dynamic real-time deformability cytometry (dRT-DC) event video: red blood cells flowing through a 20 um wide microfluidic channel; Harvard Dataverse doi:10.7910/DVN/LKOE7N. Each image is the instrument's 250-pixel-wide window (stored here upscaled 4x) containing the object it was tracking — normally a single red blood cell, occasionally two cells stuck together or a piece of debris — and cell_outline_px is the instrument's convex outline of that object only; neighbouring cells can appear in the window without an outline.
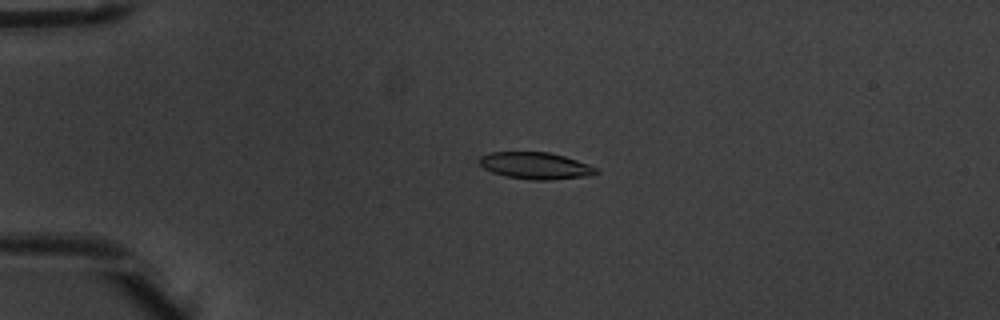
{"species": "common noctule bat (a hibernating species)", "species_latin": "Nyctalus noctula", "temperature_condition": "warm", "stored_images_in_passage": 5, "camera_frame_rate_fps": 3000, "um_per_image_px": 0.085, "animal": {"sex": "male", "body_mass_g": 20.1, "forearm_length_mm": 53.5}, "frame": {"image": 1, "passage_image": 4, "time_ms": 1.0, "image_size_px": [1000, 320], "cell_outline_px": [[600, 172], [588, 176], [548, 180], [532, 180], [508, 176], [492, 172], [484, 168], [476, 160], [480, 156], [488, 152], [548, 152], [564, 156], [588, 164], [596, 168]], "centroid_in_image_um": [45.49, 14.07], "position_along_channel_um": 39.5, "area_um2": 18.21}}